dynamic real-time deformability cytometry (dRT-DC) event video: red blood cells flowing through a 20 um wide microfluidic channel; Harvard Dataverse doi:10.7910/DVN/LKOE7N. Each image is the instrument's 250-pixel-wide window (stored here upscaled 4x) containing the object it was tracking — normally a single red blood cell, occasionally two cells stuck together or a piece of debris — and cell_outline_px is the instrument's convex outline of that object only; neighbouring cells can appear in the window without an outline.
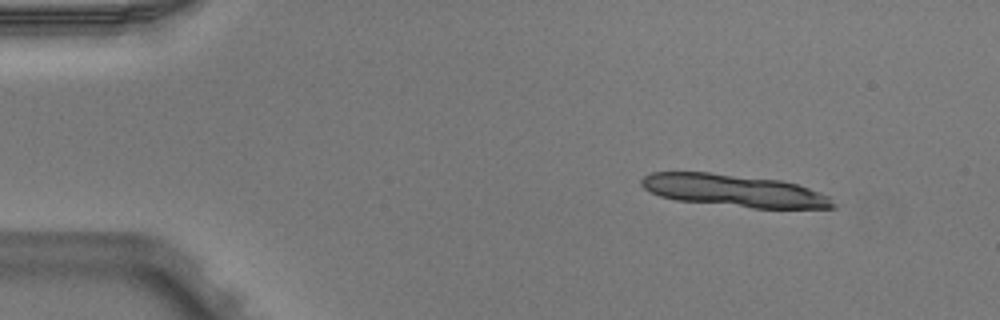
{"species": "Egyptian fruit bat (a non-hibernating species)", "species_latin": "Rousettus aegyptiacus", "temperature_condition": "warm", "stored_images_in_passage": 3, "camera_frame_rate_fps": 3000, "um_per_image_px": 0.085, "animal": {"sex": "male"}, "frame": {"image": 1, "passage_image": 1, "time_ms": 0.0, "image_size_px": [1000, 320], "cell_outline_px": [[840, 204], [836, 208], [752, 208], [676, 200], [660, 196], [644, 188], [640, 184], [640, 180], [644, 176], [652, 172], [708, 172], [780, 180], [796, 184], [820, 192], [828, 196]], "centroid_in_image_um": [62.43, 16.21], "position_along_channel_um": 22.6, "area_um2": 36.13}}